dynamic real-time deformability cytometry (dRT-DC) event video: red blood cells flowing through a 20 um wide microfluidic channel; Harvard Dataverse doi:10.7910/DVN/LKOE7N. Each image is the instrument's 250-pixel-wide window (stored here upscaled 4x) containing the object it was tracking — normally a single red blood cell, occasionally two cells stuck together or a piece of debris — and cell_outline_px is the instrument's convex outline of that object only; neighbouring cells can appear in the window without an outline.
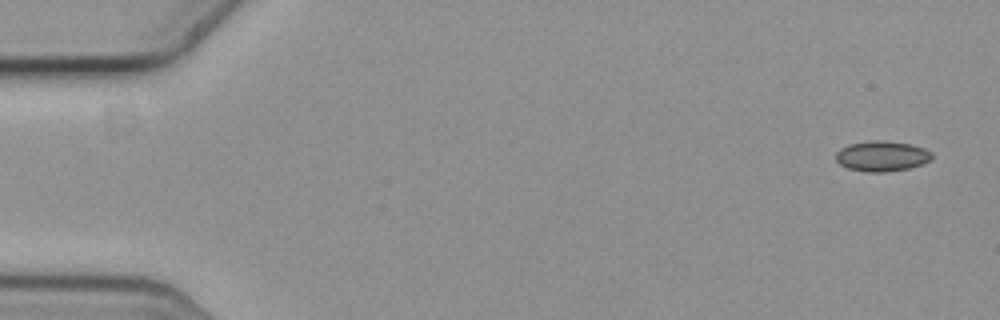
{"species": "common noctule bat (a hibernating species)", "species_latin": "Nyctalus noctula", "temperature_condition": "cold", "stored_images_in_passage": 5, "segment_of_instrument_passage": [2, 2], "camera_frame_rate_fps": 3000, "um_per_image_px": 0.085, "animal": {"sex": "female", "body_mass_g": 19.3, "forearm_length_mm": 54.1}, "frame": {"image": 1, "passage_image": 5, "time_ms": 1.333, "image_size_px": [1000, 320], "cell_outline_px": [[932, 160], [908, 168], [884, 172], [868, 172], [848, 168], [840, 164], [836, 160], [836, 152], [840, 148], [848, 144], [872, 140], [884, 140], [912, 144], [924, 148], [932, 152]], "centroid_in_image_um": [74.96, 13.25], "position_along_channel_um": 10.0, "area_um2": 17.05}}